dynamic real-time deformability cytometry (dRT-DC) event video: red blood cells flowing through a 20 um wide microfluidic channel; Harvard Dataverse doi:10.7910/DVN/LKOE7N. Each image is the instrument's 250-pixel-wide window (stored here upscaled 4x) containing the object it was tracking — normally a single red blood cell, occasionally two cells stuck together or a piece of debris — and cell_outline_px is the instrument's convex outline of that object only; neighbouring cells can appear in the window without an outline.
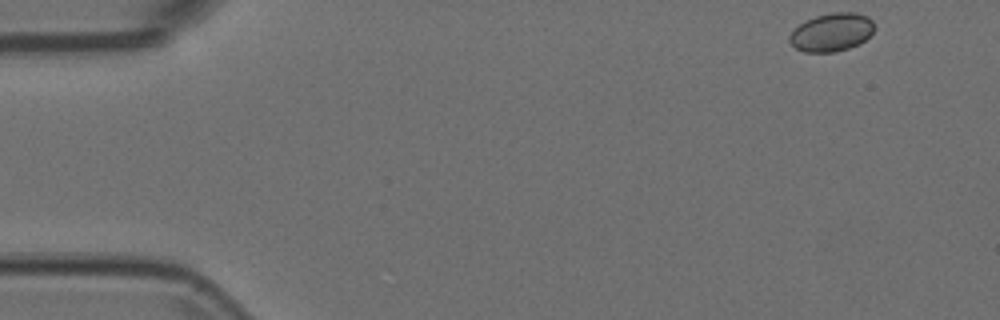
{"species": "Egyptian fruit bat (a non-hibernating species)", "species_latin": "Rousettus aegyptiacus", "temperature_condition": "room temperature", "stored_images_in_passage": 15, "camera_frame_rate_fps": 3000, "um_per_image_px": 0.085, "animal": {"sex": "female"}, "frame": {"image": 1, "passage_image": 1, "time_ms": 0.0, "image_size_px": [1000, 320], "cell_outline_px": [[876, 28], [860, 44], [836, 52], [804, 52], [796, 48], [788, 40], [788, 36], [800, 24], [816, 16], [832, 12], [856, 12], [868, 16], [876, 24]], "centroid_in_image_um": [70.73, 2.74], "position_along_channel_um": 14.3, "area_um2": 18.96}}
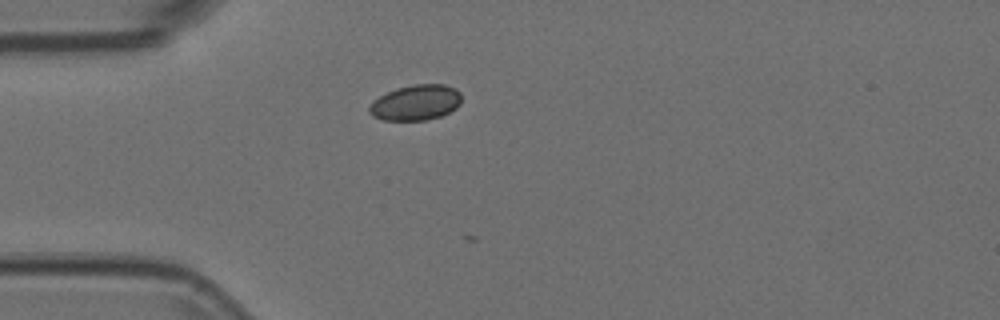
{"frame": {"image": 2, "passage_image": 12, "time_ms": 3.667, "image_size_px": [1000, 320], "cell_outline_px": [[460, 104], [456, 108], [440, 116], [428, 120], [384, 120], [372, 116], [368, 112], [368, 108], [380, 96], [396, 88], [412, 84], [444, 84], [456, 88], [460, 92]], "centroid_in_image_um": [35.36, 8.71], "position_along_channel_um": 49.6, "area_um2": 19.02}}